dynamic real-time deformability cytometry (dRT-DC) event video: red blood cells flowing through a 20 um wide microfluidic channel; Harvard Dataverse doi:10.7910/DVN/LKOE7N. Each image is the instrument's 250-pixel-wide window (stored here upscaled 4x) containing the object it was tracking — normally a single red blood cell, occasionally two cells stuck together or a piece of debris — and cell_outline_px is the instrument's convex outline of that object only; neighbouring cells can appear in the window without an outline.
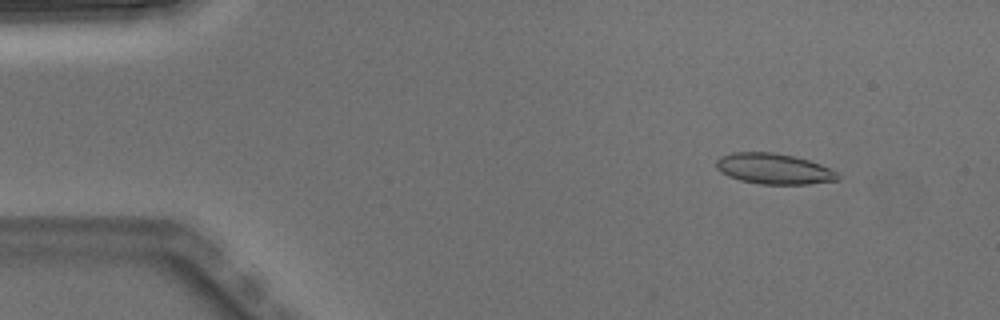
{"species": "Egyptian fruit bat (a non-hibernating species)", "species_latin": "Rousettus aegyptiacus", "temperature_condition": "warm", "stored_images_in_passage": 4, "camera_frame_rate_fps": 3000, "um_per_image_px": 0.085, "animal": {"sex": "male"}, "frame": {"image": 1, "passage_image": 2, "time_ms": 0.333, "image_size_px": [1000, 320], "cell_outline_px": [[840, 180], [808, 184], [760, 184], [740, 180], [728, 176], [720, 172], [716, 168], [716, 160], [720, 156], [732, 152], [776, 152], [808, 160], [820, 164], [840, 172]], "centroid_in_image_um": [65.79, 14.35], "position_along_channel_um": 19.2, "area_um2": 21.96}}
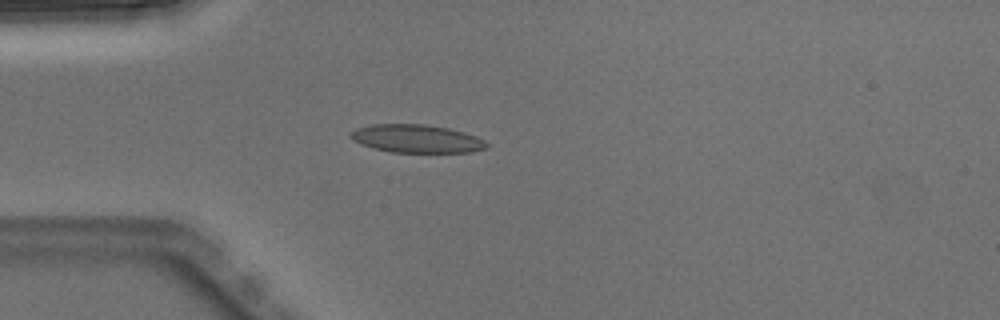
{"frame": {"image": 2, "passage_image": 4, "time_ms": 1.0, "image_size_px": [1000, 320], "cell_outline_px": [[488, 144], [484, 148], [472, 152], [392, 152], [376, 148], [352, 140], [352, 132], [356, 128], [372, 124], [424, 124], [448, 128], [464, 132], [476, 136], [484, 140]], "centroid_in_image_um": [35.44, 11.78], "position_along_channel_um": 49.6, "area_um2": 21.91}}